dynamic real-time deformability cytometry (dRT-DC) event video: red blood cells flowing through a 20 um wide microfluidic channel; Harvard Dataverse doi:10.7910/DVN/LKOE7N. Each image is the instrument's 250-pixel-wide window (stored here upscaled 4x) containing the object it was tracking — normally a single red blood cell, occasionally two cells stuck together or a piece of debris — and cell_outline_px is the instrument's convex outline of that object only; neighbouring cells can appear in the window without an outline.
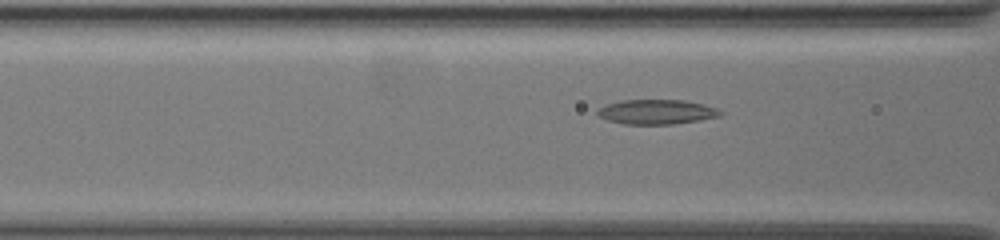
{"species": "common noctule bat (a hibernating species)", "species_latin": "Nyctalus noctula", "temperature_condition": "warm", "stored_images_in_passage": 41, "camera_frame_rate_fps": 3000, "um_per_image_px": 0.085, "animal": {"sex": "female", "body_mass_g": 19.5, "forearm_length_mm": 54.1}, "frame": {"image": 1, "passage_image": 9, "time_ms": 2.667, "image_size_px": [1000, 240], "cell_outline_px": [[724, 112], [720, 116], [700, 120], [672, 124], [624, 124], [608, 120], [596, 116], [596, 108], [604, 104], [620, 100], [684, 100], [704, 104], [716, 108]], "centroid_in_image_um": [55.76, 9.5], "position_along_channel_um": 110.8, "area_um2": 17.92}}
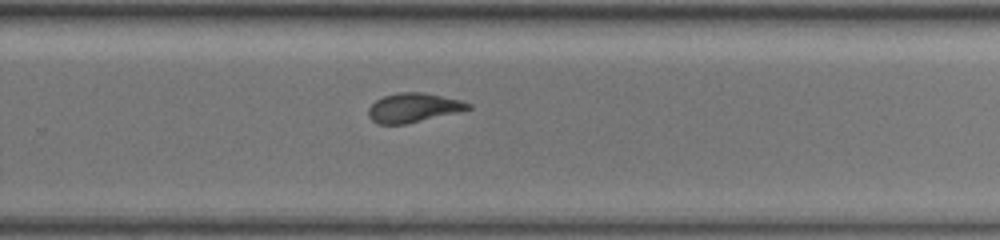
{"frame": {"image": 2, "passage_image": 24, "time_ms": 7.667, "image_size_px": [1000, 240], "cell_outline_px": [[472, 108], [460, 112], [404, 124], [380, 124], [372, 120], [368, 116], [368, 108], [376, 100], [384, 96], [400, 92], [424, 92], [460, 100], [472, 104]], "centroid_in_image_um": [35.15, 9.15], "position_along_channel_um": 294.6, "area_um2": 16.94}}
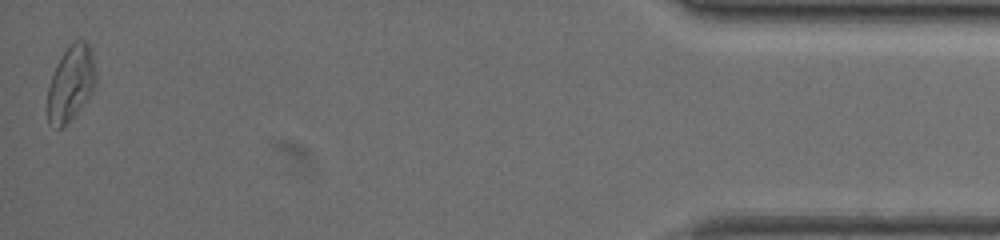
{"frame": {"image": 3, "passage_image": 41, "time_ms": 13.333, "image_size_px": [1000, 240], "cell_outline_px": [[96, 84], [92, 92], [80, 108], [60, 128], [56, 128], [48, 124], [48, 84], [56, 64], [60, 56], [76, 40], [84, 40], [88, 44], [92, 52], [96, 72]], "centroid_in_image_um": [6.02, 7.06], "position_along_channel_um": 429.2, "area_um2": 20.98}, "authors_computed_cell_mechanics": {"area_um2": 17.5134, "velocity_mm_per_s": 3.6816, "shape_relaxation_time_tau1_ms": 6.6784, "shape_relaxation_time_tau2_ms": 1.6802, "deformation_change_tau1": 0.1821, "deformation_change_tau2": 0.0917}}